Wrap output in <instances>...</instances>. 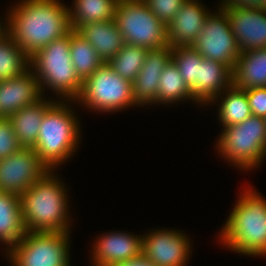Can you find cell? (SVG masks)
<instances>
[{
  "label": "cell",
  "mask_w": 266,
  "mask_h": 266,
  "mask_svg": "<svg viewBox=\"0 0 266 266\" xmlns=\"http://www.w3.org/2000/svg\"><path fill=\"white\" fill-rule=\"evenodd\" d=\"M66 6L59 0H19L7 12L5 31L31 57L72 30Z\"/></svg>",
  "instance_id": "6da1fadb"
},
{
  "label": "cell",
  "mask_w": 266,
  "mask_h": 266,
  "mask_svg": "<svg viewBox=\"0 0 266 266\" xmlns=\"http://www.w3.org/2000/svg\"><path fill=\"white\" fill-rule=\"evenodd\" d=\"M54 170H48L20 195L26 232L70 233L68 194Z\"/></svg>",
  "instance_id": "7a4b0ae2"
},
{
  "label": "cell",
  "mask_w": 266,
  "mask_h": 266,
  "mask_svg": "<svg viewBox=\"0 0 266 266\" xmlns=\"http://www.w3.org/2000/svg\"><path fill=\"white\" fill-rule=\"evenodd\" d=\"M219 237L224 247L248 256H266V200L260 193L243 190Z\"/></svg>",
  "instance_id": "3957f363"
},
{
  "label": "cell",
  "mask_w": 266,
  "mask_h": 266,
  "mask_svg": "<svg viewBox=\"0 0 266 266\" xmlns=\"http://www.w3.org/2000/svg\"><path fill=\"white\" fill-rule=\"evenodd\" d=\"M76 117L64 99L45 112L33 149L49 170L63 165L78 149L81 129Z\"/></svg>",
  "instance_id": "277c9868"
},
{
  "label": "cell",
  "mask_w": 266,
  "mask_h": 266,
  "mask_svg": "<svg viewBox=\"0 0 266 266\" xmlns=\"http://www.w3.org/2000/svg\"><path fill=\"white\" fill-rule=\"evenodd\" d=\"M30 69L40 83L42 94L47 87L60 95L58 99L64 98L69 103L81 94L83 81L71 61L70 32L36 51L30 57Z\"/></svg>",
  "instance_id": "5b68a950"
},
{
  "label": "cell",
  "mask_w": 266,
  "mask_h": 266,
  "mask_svg": "<svg viewBox=\"0 0 266 266\" xmlns=\"http://www.w3.org/2000/svg\"><path fill=\"white\" fill-rule=\"evenodd\" d=\"M219 136L215 149L241 171L257 168L266 159L265 118L251 115L239 124L223 128Z\"/></svg>",
  "instance_id": "8992f818"
},
{
  "label": "cell",
  "mask_w": 266,
  "mask_h": 266,
  "mask_svg": "<svg viewBox=\"0 0 266 266\" xmlns=\"http://www.w3.org/2000/svg\"><path fill=\"white\" fill-rule=\"evenodd\" d=\"M133 83L120 77L104 63L83 82L81 94L75 100L97 112H118L137 106L133 97Z\"/></svg>",
  "instance_id": "52a82bcc"
},
{
  "label": "cell",
  "mask_w": 266,
  "mask_h": 266,
  "mask_svg": "<svg viewBox=\"0 0 266 266\" xmlns=\"http://www.w3.org/2000/svg\"><path fill=\"white\" fill-rule=\"evenodd\" d=\"M114 19L125 44L147 49L168 46L167 26L143 0H118Z\"/></svg>",
  "instance_id": "ba28073f"
},
{
  "label": "cell",
  "mask_w": 266,
  "mask_h": 266,
  "mask_svg": "<svg viewBox=\"0 0 266 266\" xmlns=\"http://www.w3.org/2000/svg\"><path fill=\"white\" fill-rule=\"evenodd\" d=\"M70 233L26 232L5 254L12 266H70Z\"/></svg>",
  "instance_id": "9c48e42d"
},
{
  "label": "cell",
  "mask_w": 266,
  "mask_h": 266,
  "mask_svg": "<svg viewBox=\"0 0 266 266\" xmlns=\"http://www.w3.org/2000/svg\"><path fill=\"white\" fill-rule=\"evenodd\" d=\"M190 46L203 58L219 61L231 70L241 53L231 31L228 15L222 8L209 14L201 32Z\"/></svg>",
  "instance_id": "30bf717a"
},
{
  "label": "cell",
  "mask_w": 266,
  "mask_h": 266,
  "mask_svg": "<svg viewBox=\"0 0 266 266\" xmlns=\"http://www.w3.org/2000/svg\"><path fill=\"white\" fill-rule=\"evenodd\" d=\"M48 170L33 148L22 147L0 160V192L20 196Z\"/></svg>",
  "instance_id": "8fae6325"
},
{
  "label": "cell",
  "mask_w": 266,
  "mask_h": 266,
  "mask_svg": "<svg viewBox=\"0 0 266 266\" xmlns=\"http://www.w3.org/2000/svg\"><path fill=\"white\" fill-rule=\"evenodd\" d=\"M178 230L154 229L142 237V254L156 266H186L192 243Z\"/></svg>",
  "instance_id": "7c38bea8"
},
{
  "label": "cell",
  "mask_w": 266,
  "mask_h": 266,
  "mask_svg": "<svg viewBox=\"0 0 266 266\" xmlns=\"http://www.w3.org/2000/svg\"><path fill=\"white\" fill-rule=\"evenodd\" d=\"M142 237L114 231L102 234L94 241L92 250V266H113L131 260L142 254Z\"/></svg>",
  "instance_id": "4fadbf2b"
},
{
  "label": "cell",
  "mask_w": 266,
  "mask_h": 266,
  "mask_svg": "<svg viewBox=\"0 0 266 266\" xmlns=\"http://www.w3.org/2000/svg\"><path fill=\"white\" fill-rule=\"evenodd\" d=\"M172 58V47L148 49L145 62L133 82V97L140 105L158 103V87L161 73Z\"/></svg>",
  "instance_id": "5bb4252c"
},
{
  "label": "cell",
  "mask_w": 266,
  "mask_h": 266,
  "mask_svg": "<svg viewBox=\"0 0 266 266\" xmlns=\"http://www.w3.org/2000/svg\"><path fill=\"white\" fill-rule=\"evenodd\" d=\"M240 52L266 48V10L223 9Z\"/></svg>",
  "instance_id": "9a60e30c"
},
{
  "label": "cell",
  "mask_w": 266,
  "mask_h": 266,
  "mask_svg": "<svg viewBox=\"0 0 266 266\" xmlns=\"http://www.w3.org/2000/svg\"><path fill=\"white\" fill-rule=\"evenodd\" d=\"M40 83L29 69L15 78L0 81V118H9L21 108L41 99Z\"/></svg>",
  "instance_id": "2e32d148"
},
{
  "label": "cell",
  "mask_w": 266,
  "mask_h": 266,
  "mask_svg": "<svg viewBox=\"0 0 266 266\" xmlns=\"http://www.w3.org/2000/svg\"><path fill=\"white\" fill-rule=\"evenodd\" d=\"M201 0H187L176 16L166 25L169 46H190L197 38L211 13Z\"/></svg>",
  "instance_id": "e0dca14e"
},
{
  "label": "cell",
  "mask_w": 266,
  "mask_h": 266,
  "mask_svg": "<svg viewBox=\"0 0 266 266\" xmlns=\"http://www.w3.org/2000/svg\"><path fill=\"white\" fill-rule=\"evenodd\" d=\"M76 32L95 48L104 63H108L125 45L115 19L84 24Z\"/></svg>",
  "instance_id": "ac0fdd59"
},
{
  "label": "cell",
  "mask_w": 266,
  "mask_h": 266,
  "mask_svg": "<svg viewBox=\"0 0 266 266\" xmlns=\"http://www.w3.org/2000/svg\"><path fill=\"white\" fill-rule=\"evenodd\" d=\"M52 100H47L43 96L34 104L21 108L9 117L16 138L22 147L33 148L35 146L45 112L57 101V99Z\"/></svg>",
  "instance_id": "d6986e66"
},
{
  "label": "cell",
  "mask_w": 266,
  "mask_h": 266,
  "mask_svg": "<svg viewBox=\"0 0 266 266\" xmlns=\"http://www.w3.org/2000/svg\"><path fill=\"white\" fill-rule=\"evenodd\" d=\"M232 85L241 90L266 87V48L240 53L232 70Z\"/></svg>",
  "instance_id": "ffe728a7"
},
{
  "label": "cell",
  "mask_w": 266,
  "mask_h": 266,
  "mask_svg": "<svg viewBox=\"0 0 266 266\" xmlns=\"http://www.w3.org/2000/svg\"><path fill=\"white\" fill-rule=\"evenodd\" d=\"M232 85V70L219 61L204 58L198 72V103H209Z\"/></svg>",
  "instance_id": "44dd1931"
},
{
  "label": "cell",
  "mask_w": 266,
  "mask_h": 266,
  "mask_svg": "<svg viewBox=\"0 0 266 266\" xmlns=\"http://www.w3.org/2000/svg\"><path fill=\"white\" fill-rule=\"evenodd\" d=\"M25 233L20 196L0 192V243H4L8 251L25 236Z\"/></svg>",
  "instance_id": "7402d4cb"
},
{
  "label": "cell",
  "mask_w": 266,
  "mask_h": 266,
  "mask_svg": "<svg viewBox=\"0 0 266 266\" xmlns=\"http://www.w3.org/2000/svg\"><path fill=\"white\" fill-rule=\"evenodd\" d=\"M221 94L215 97L210 104H214L216 101L220 102L217 109L218 119L223 128L239 124L252 115L245 90L231 85Z\"/></svg>",
  "instance_id": "603a6c76"
},
{
  "label": "cell",
  "mask_w": 266,
  "mask_h": 266,
  "mask_svg": "<svg viewBox=\"0 0 266 266\" xmlns=\"http://www.w3.org/2000/svg\"><path fill=\"white\" fill-rule=\"evenodd\" d=\"M69 9L70 25L77 30L81 25L114 19L118 0H74Z\"/></svg>",
  "instance_id": "cb8c5ba5"
},
{
  "label": "cell",
  "mask_w": 266,
  "mask_h": 266,
  "mask_svg": "<svg viewBox=\"0 0 266 266\" xmlns=\"http://www.w3.org/2000/svg\"><path fill=\"white\" fill-rule=\"evenodd\" d=\"M30 69V57L4 30L0 33V81L15 78Z\"/></svg>",
  "instance_id": "d4e9b609"
},
{
  "label": "cell",
  "mask_w": 266,
  "mask_h": 266,
  "mask_svg": "<svg viewBox=\"0 0 266 266\" xmlns=\"http://www.w3.org/2000/svg\"><path fill=\"white\" fill-rule=\"evenodd\" d=\"M70 54L77 76L83 82L104 64L95 48L75 30L70 31Z\"/></svg>",
  "instance_id": "484cf974"
},
{
  "label": "cell",
  "mask_w": 266,
  "mask_h": 266,
  "mask_svg": "<svg viewBox=\"0 0 266 266\" xmlns=\"http://www.w3.org/2000/svg\"><path fill=\"white\" fill-rule=\"evenodd\" d=\"M183 100L194 101L191 90L184 82L175 63L170 60L161 73L158 87V104H171Z\"/></svg>",
  "instance_id": "4316f807"
},
{
  "label": "cell",
  "mask_w": 266,
  "mask_h": 266,
  "mask_svg": "<svg viewBox=\"0 0 266 266\" xmlns=\"http://www.w3.org/2000/svg\"><path fill=\"white\" fill-rule=\"evenodd\" d=\"M204 58L191 46L172 48L171 60L175 63L184 82L191 90L192 97L198 103V72Z\"/></svg>",
  "instance_id": "83f0119b"
},
{
  "label": "cell",
  "mask_w": 266,
  "mask_h": 266,
  "mask_svg": "<svg viewBox=\"0 0 266 266\" xmlns=\"http://www.w3.org/2000/svg\"><path fill=\"white\" fill-rule=\"evenodd\" d=\"M147 50L145 47L125 44L107 64L120 77L133 83L145 62Z\"/></svg>",
  "instance_id": "f1b7e54d"
},
{
  "label": "cell",
  "mask_w": 266,
  "mask_h": 266,
  "mask_svg": "<svg viewBox=\"0 0 266 266\" xmlns=\"http://www.w3.org/2000/svg\"><path fill=\"white\" fill-rule=\"evenodd\" d=\"M156 17L167 25L187 0H143Z\"/></svg>",
  "instance_id": "f546056e"
},
{
  "label": "cell",
  "mask_w": 266,
  "mask_h": 266,
  "mask_svg": "<svg viewBox=\"0 0 266 266\" xmlns=\"http://www.w3.org/2000/svg\"><path fill=\"white\" fill-rule=\"evenodd\" d=\"M22 148L9 118H0V160Z\"/></svg>",
  "instance_id": "4dcf8cb0"
},
{
  "label": "cell",
  "mask_w": 266,
  "mask_h": 266,
  "mask_svg": "<svg viewBox=\"0 0 266 266\" xmlns=\"http://www.w3.org/2000/svg\"><path fill=\"white\" fill-rule=\"evenodd\" d=\"M245 91L252 115L266 118V87L251 88Z\"/></svg>",
  "instance_id": "1f68e13d"
},
{
  "label": "cell",
  "mask_w": 266,
  "mask_h": 266,
  "mask_svg": "<svg viewBox=\"0 0 266 266\" xmlns=\"http://www.w3.org/2000/svg\"><path fill=\"white\" fill-rule=\"evenodd\" d=\"M222 9H261V0H222V4L219 6Z\"/></svg>",
  "instance_id": "d6a6232c"
},
{
  "label": "cell",
  "mask_w": 266,
  "mask_h": 266,
  "mask_svg": "<svg viewBox=\"0 0 266 266\" xmlns=\"http://www.w3.org/2000/svg\"><path fill=\"white\" fill-rule=\"evenodd\" d=\"M113 266H156L150 260H148L143 254L139 257L133 258L131 260L123 261Z\"/></svg>",
  "instance_id": "836d02e7"
},
{
  "label": "cell",
  "mask_w": 266,
  "mask_h": 266,
  "mask_svg": "<svg viewBox=\"0 0 266 266\" xmlns=\"http://www.w3.org/2000/svg\"><path fill=\"white\" fill-rule=\"evenodd\" d=\"M261 9L266 10V0H261Z\"/></svg>",
  "instance_id": "e575fe53"
},
{
  "label": "cell",
  "mask_w": 266,
  "mask_h": 266,
  "mask_svg": "<svg viewBox=\"0 0 266 266\" xmlns=\"http://www.w3.org/2000/svg\"><path fill=\"white\" fill-rule=\"evenodd\" d=\"M1 20V19H0ZM3 21L0 22V33H2L5 30V24L2 23ZM2 23V24H1Z\"/></svg>",
  "instance_id": "d590c367"
}]
</instances>
